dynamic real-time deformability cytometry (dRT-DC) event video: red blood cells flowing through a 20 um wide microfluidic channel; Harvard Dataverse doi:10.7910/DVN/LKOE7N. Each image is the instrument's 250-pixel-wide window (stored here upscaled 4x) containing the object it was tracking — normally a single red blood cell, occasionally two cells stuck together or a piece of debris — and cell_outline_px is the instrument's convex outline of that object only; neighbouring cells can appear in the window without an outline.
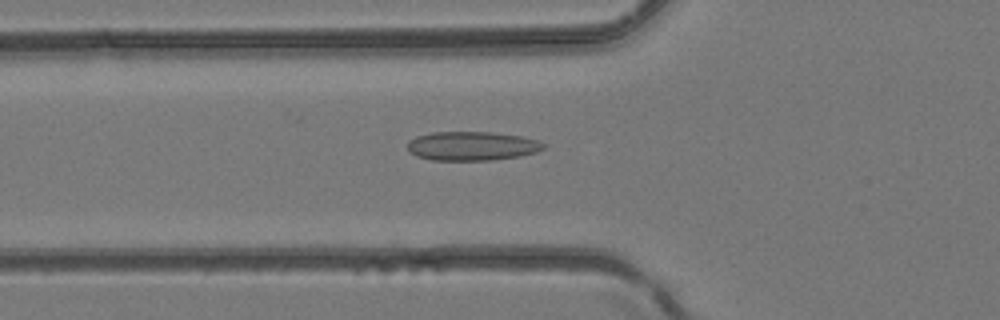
{"species": "common noctule bat (a hibernating species)", "species_latin": "Nyctalus noctula", "temperature_condition": "room temperature", "stored_images_in_passage": 42, "camera_frame_rate_fps": 3000, "um_per_image_px": 0.085, "animal": {"sex": "female", "body_mass_g": 24.6, "forearm_length_mm": 56.2}, "frame": {"image": 1, "passage_image": 16, "time_ms": 5.0, "image_size_px": [1000, 320], "cell_outline_px": [[548, 144], [544, 148], [536, 152], [520, 156], [492, 160], [432, 160], [416, 156], [408, 152], [408, 140], [416, 136], [432, 132], [492, 132], [520, 136], [540, 140]], "centroid_in_image_um": [40.13, 12.41], "position_along_channel_um": 85.7, "area_um2": 23.24}}
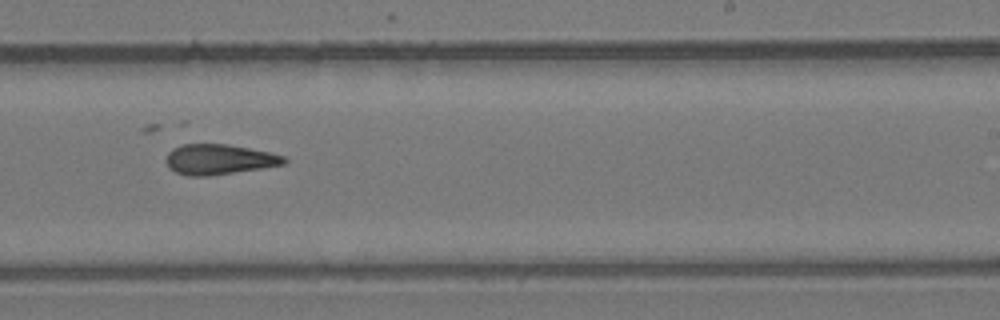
{"frame": {"image": 2, "passage_image": 27, "time_ms": 8.667, "image_size_px": [1000, 320], "cell_outline_px": [[288, 160], [284, 164], [260, 168], [208, 176], [188, 176], [176, 172], [168, 168], [168, 152], [172, 148], [184, 144], [228, 144], [268, 152], [284, 156]], "centroid_in_image_um": [18.61, 13.55], "position_along_channel_um": 270.4, "area_um2": 20.52}}
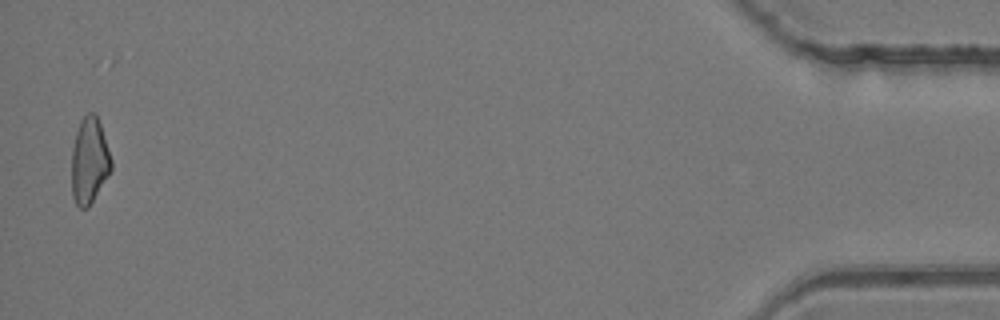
{"frame": {"image": 3, "passage_image": 42, "time_ms": 13.667, "image_size_px": [1000, 320], "cell_outline_px": [[112, 168], [108, 176], [88, 208], [80, 208], [76, 204], [72, 196], [72, 148], [76, 132], [80, 120], [88, 112], [96, 112], [112, 160]], "centroid_in_image_um": [7.59, 13.65], "position_along_channel_um": 427.6, "area_um2": 19.88}}